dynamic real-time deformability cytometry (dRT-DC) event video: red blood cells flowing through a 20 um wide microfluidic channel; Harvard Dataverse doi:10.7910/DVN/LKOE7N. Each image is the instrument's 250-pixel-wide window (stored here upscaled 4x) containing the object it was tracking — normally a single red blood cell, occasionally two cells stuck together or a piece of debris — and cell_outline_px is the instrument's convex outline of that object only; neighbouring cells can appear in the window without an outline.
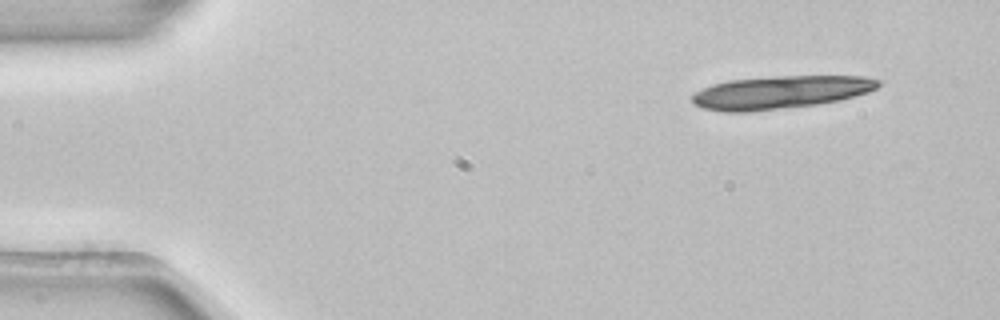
{"species": "common noctule bat (a hibernating species)", "species_latin": "Nyctalus noctula", "temperature_condition": "room temperature", "stored_images_in_passage": 5, "camera_frame_rate_fps": 3000, "um_per_image_px": 0.085, "animal": {"sex": "female", "body_mass_g": 22.7, "forearm_length_mm": 54.2}, "frame": {"image": 1, "passage_image": 1, "time_ms": 0.0, "image_size_px": [1000, 320], "cell_outline_px": [[880, 84], [876, 88], [868, 92], [840, 100], [816, 104], [748, 112], [724, 112], [700, 108], [692, 104], [692, 96], [696, 92], [712, 84], [728, 80], [776, 76], [864, 76], [880, 80]], "centroid_in_image_um": [66.3, 7.84], "position_along_channel_um": 18.7, "area_um2": 35.72}}
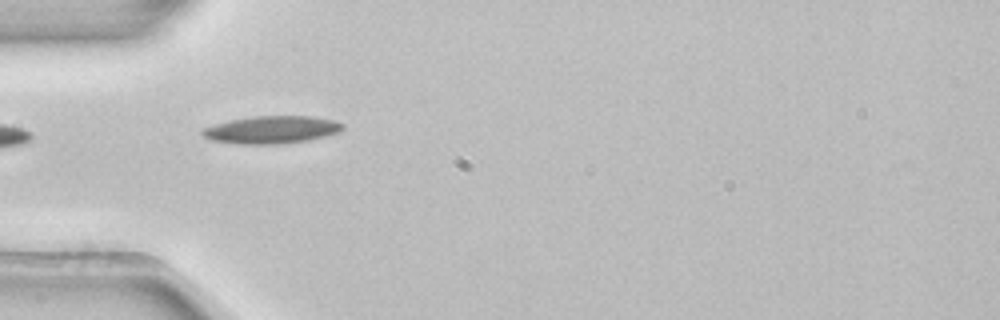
{"frame": {"image": 2, "passage_image": 4, "time_ms": 1.0, "image_size_px": [1000, 320], "cell_outline_px": [[344, 128], [340, 132], [308, 140], [284, 144], [236, 144], [208, 140], [200, 132], [204, 128], [228, 120], [252, 116], [312, 116], [332, 120], [344, 124]], "centroid_in_image_um": [23.07, 11.03], "position_along_channel_um": 61.9, "area_um2": 22.72}}